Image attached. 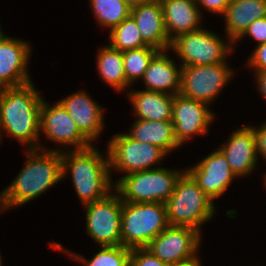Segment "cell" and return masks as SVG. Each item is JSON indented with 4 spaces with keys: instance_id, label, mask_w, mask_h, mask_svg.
<instances>
[{
    "instance_id": "20",
    "label": "cell",
    "mask_w": 266,
    "mask_h": 266,
    "mask_svg": "<svg viewBox=\"0 0 266 266\" xmlns=\"http://www.w3.org/2000/svg\"><path fill=\"white\" fill-rule=\"evenodd\" d=\"M166 50H159L151 59L144 77L147 91L163 92L169 95L180 93L182 67L178 69Z\"/></svg>"
},
{
    "instance_id": "4",
    "label": "cell",
    "mask_w": 266,
    "mask_h": 266,
    "mask_svg": "<svg viewBox=\"0 0 266 266\" xmlns=\"http://www.w3.org/2000/svg\"><path fill=\"white\" fill-rule=\"evenodd\" d=\"M213 202L185 170L165 202L169 226L190 227L201 233L200 226L214 216Z\"/></svg>"
},
{
    "instance_id": "9",
    "label": "cell",
    "mask_w": 266,
    "mask_h": 266,
    "mask_svg": "<svg viewBox=\"0 0 266 266\" xmlns=\"http://www.w3.org/2000/svg\"><path fill=\"white\" fill-rule=\"evenodd\" d=\"M180 95L210 104L233 76L227 62L181 66Z\"/></svg>"
},
{
    "instance_id": "24",
    "label": "cell",
    "mask_w": 266,
    "mask_h": 266,
    "mask_svg": "<svg viewBox=\"0 0 266 266\" xmlns=\"http://www.w3.org/2000/svg\"><path fill=\"white\" fill-rule=\"evenodd\" d=\"M97 69L104 82L117 91L127 88L123 52L106 45L97 55Z\"/></svg>"
},
{
    "instance_id": "19",
    "label": "cell",
    "mask_w": 266,
    "mask_h": 266,
    "mask_svg": "<svg viewBox=\"0 0 266 266\" xmlns=\"http://www.w3.org/2000/svg\"><path fill=\"white\" fill-rule=\"evenodd\" d=\"M164 27L170 41L177 36L199 30L201 11L195 0H160Z\"/></svg>"
},
{
    "instance_id": "2",
    "label": "cell",
    "mask_w": 266,
    "mask_h": 266,
    "mask_svg": "<svg viewBox=\"0 0 266 266\" xmlns=\"http://www.w3.org/2000/svg\"><path fill=\"white\" fill-rule=\"evenodd\" d=\"M43 97L33 83L0 89V140L2 132L16 138L27 149H42L40 110ZM29 146V147H28Z\"/></svg>"
},
{
    "instance_id": "1",
    "label": "cell",
    "mask_w": 266,
    "mask_h": 266,
    "mask_svg": "<svg viewBox=\"0 0 266 266\" xmlns=\"http://www.w3.org/2000/svg\"><path fill=\"white\" fill-rule=\"evenodd\" d=\"M27 160L13 182L0 193V211L22 206L62 181L59 149H28Z\"/></svg>"
},
{
    "instance_id": "33",
    "label": "cell",
    "mask_w": 266,
    "mask_h": 266,
    "mask_svg": "<svg viewBox=\"0 0 266 266\" xmlns=\"http://www.w3.org/2000/svg\"><path fill=\"white\" fill-rule=\"evenodd\" d=\"M256 140L257 156L261 155L266 161V122L262 123L259 128L253 127Z\"/></svg>"
},
{
    "instance_id": "8",
    "label": "cell",
    "mask_w": 266,
    "mask_h": 266,
    "mask_svg": "<svg viewBox=\"0 0 266 266\" xmlns=\"http://www.w3.org/2000/svg\"><path fill=\"white\" fill-rule=\"evenodd\" d=\"M107 144L110 170L113 167L124 174L152 169L167 155L158 146L137 141L127 133L116 134Z\"/></svg>"
},
{
    "instance_id": "5",
    "label": "cell",
    "mask_w": 266,
    "mask_h": 266,
    "mask_svg": "<svg viewBox=\"0 0 266 266\" xmlns=\"http://www.w3.org/2000/svg\"><path fill=\"white\" fill-rule=\"evenodd\" d=\"M168 226L165 203L122 202V246L145 248Z\"/></svg>"
},
{
    "instance_id": "37",
    "label": "cell",
    "mask_w": 266,
    "mask_h": 266,
    "mask_svg": "<svg viewBox=\"0 0 266 266\" xmlns=\"http://www.w3.org/2000/svg\"><path fill=\"white\" fill-rule=\"evenodd\" d=\"M6 38V35L3 34L2 30L0 29V42Z\"/></svg>"
},
{
    "instance_id": "29",
    "label": "cell",
    "mask_w": 266,
    "mask_h": 266,
    "mask_svg": "<svg viewBox=\"0 0 266 266\" xmlns=\"http://www.w3.org/2000/svg\"><path fill=\"white\" fill-rule=\"evenodd\" d=\"M130 264L132 266H169L154 256L146 248H133L130 252Z\"/></svg>"
},
{
    "instance_id": "6",
    "label": "cell",
    "mask_w": 266,
    "mask_h": 266,
    "mask_svg": "<svg viewBox=\"0 0 266 266\" xmlns=\"http://www.w3.org/2000/svg\"><path fill=\"white\" fill-rule=\"evenodd\" d=\"M183 172L162 167L136 171L123 175L114 183V189L122 202L165 203Z\"/></svg>"
},
{
    "instance_id": "7",
    "label": "cell",
    "mask_w": 266,
    "mask_h": 266,
    "mask_svg": "<svg viewBox=\"0 0 266 266\" xmlns=\"http://www.w3.org/2000/svg\"><path fill=\"white\" fill-rule=\"evenodd\" d=\"M229 42L233 45L231 41L226 43L217 34L200 28L177 36L171 41L170 49L183 61L181 66L210 65L226 61L233 50Z\"/></svg>"
},
{
    "instance_id": "35",
    "label": "cell",
    "mask_w": 266,
    "mask_h": 266,
    "mask_svg": "<svg viewBox=\"0 0 266 266\" xmlns=\"http://www.w3.org/2000/svg\"><path fill=\"white\" fill-rule=\"evenodd\" d=\"M131 8L141 4L152 3L157 0H124Z\"/></svg>"
},
{
    "instance_id": "21",
    "label": "cell",
    "mask_w": 266,
    "mask_h": 266,
    "mask_svg": "<svg viewBox=\"0 0 266 266\" xmlns=\"http://www.w3.org/2000/svg\"><path fill=\"white\" fill-rule=\"evenodd\" d=\"M222 15L227 41L234 44L254 20L266 17V0H231Z\"/></svg>"
},
{
    "instance_id": "39",
    "label": "cell",
    "mask_w": 266,
    "mask_h": 266,
    "mask_svg": "<svg viewBox=\"0 0 266 266\" xmlns=\"http://www.w3.org/2000/svg\"><path fill=\"white\" fill-rule=\"evenodd\" d=\"M264 177H265V180H263V181L265 182L264 184H265V186H266V175H265Z\"/></svg>"
},
{
    "instance_id": "18",
    "label": "cell",
    "mask_w": 266,
    "mask_h": 266,
    "mask_svg": "<svg viewBox=\"0 0 266 266\" xmlns=\"http://www.w3.org/2000/svg\"><path fill=\"white\" fill-rule=\"evenodd\" d=\"M130 16L134 19L142 40L157 50H169V40L165 27L163 8L160 0L141 4L131 8Z\"/></svg>"
},
{
    "instance_id": "17",
    "label": "cell",
    "mask_w": 266,
    "mask_h": 266,
    "mask_svg": "<svg viewBox=\"0 0 266 266\" xmlns=\"http://www.w3.org/2000/svg\"><path fill=\"white\" fill-rule=\"evenodd\" d=\"M228 139V142L218 149L226 157L231 170L236 177L251 174L258 161L253 127H241V129L233 132Z\"/></svg>"
},
{
    "instance_id": "3",
    "label": "cell",
    "mask_w": 266,
    "mask_h": 266,
    "mask_svg": "<svg viewBox=\"0 0 266 266\" xmlns=\"http://www.w3.org/2000/svg\"><path fill=\"white\" fill-rule=\"evenodd\" d=\"M61 160L62 177L71 172L72 182L83 205L106 198L114 189L108 153L104 157L93 145L82 150L68 149L64 152L63 149Z\"/></svg>"
},
{
    "instance_id": "31",
    "label": "cell",
    "mask_w": 266,
    "mask_h": 266,
    "mask_svg": "<svg viewBox=\"0 0 266 266\" xmlns=\"http://www.w3.org/2000/svg\"><path fill=\"white\" fill-rule=\"evenodd\" d=\"M248 66L256 69L255 71L266 70V43L257 45L248 59Z\"/></svg>"
},
{
    "instance_id": "23",
    "label": "cell",
    "mask_w": 266,
    "mask_h": 266,
    "mask_svg": "<svg viewBox=\"0 0 266 266\" xmlns=\"http://www.w3.org/2000/svg\"><path fill=\"white\" fill-rule=\"evenodd\" d=\"M127 134L137 141L158 146L167 154L180 146L175 138L172 121L136 119Z\"/></svg>"
},
{
    "instance_id": "12",
    "label": "cell",
    "mask_w": 266,
    "mask_h": 266,
    "mask_svg": "<svg viewBox=\"0 0 266 266\" xmlns=\"http://www.w3.org/2000/svg\"><path fill=\"white\" fill-rule=\"evenodd\" d=\"M204 102L186 98L180 94L173 96L172 123L174 134L181 146L195 134H206L214 121V113Z\"/></svg>"
},
{
    "instance_id": "28",
    "label": "cell",
    "mask_w": 266,
    "mask_h": 266,
    "mask_svg": "<svg viewBox=\"0 0 266 266\" xmlns=\"http://www.w3.org/2000/svg\"><path fill=\"white\" fill-rule=\"evenodd\" d=\"M100 247L101 250L91 260L70 252V250L67 253L70 254L71 258L83 263L84 266H128L130 264V248L122 245Z\"/></svg>"
},
{
    "instance_id": "32",
    "label": "cell",
    "mask_w": 266,
    "mask_h": 266,
    "mask_svg": "<svg viewBox=\"0 0 266 266\" xmlns=\"http://www.w3.org/2000/svg\"><path fill=\"white\" fill-rule=\"evenodd\" d=\"M196 4H200L199 6H203L206 10L217 13L223 14L229 5L231 0H195Z\"/></svg>"
},
{
    "instance_id": "36",
    "label": "cell",
    "mask_w": 266,
    "mask_h": 266,
    "mask_svg": "<svg viewBox=\"0 0 266 266\" xmlns=\"http://www.w3.org/2000/svg\"><path fill=\"white\" fill-rule=\"evenodd\" d=\"M173 266H202V264L200 263V260L197 256V257H195L189 261L179 263V264L173 265Z\"/></svg>"
},
{
    "instance_id": "25",
    "label": "cell",
    "mask_w": 266,
    "mask_h": 266,
    "mask_svg": "<svg viewBox=\"0 0 266 266\" xmlns=\"http://www.w3.org/2000/svg\"><path fill=\"white\" fill-rule=\"evenodd\" d=\"M90 3L98 24L109 30L131 14V7L124 0H90Z\"/></svg>"
},
{
    "instance_id": "13",
    "label": "cell",
    "mask_w": 266,
    "mask_h": 266,
    "mask_svg": "<svg viewBox=\"0 0 266 266\" xmlns=\"http://www.w3.org/2000/svg\"><path fill=\"white\" fill-rule=\"evenodd\" d=\"M39 122L40 133H44L48 139L57 144L60 143L66 147L72 145L75 147L72 150H82L92 146L60 102L50 106L43 100Z\"/></svg>"
},
{
    "instance_id": "22",
    "label": "cell",
    "mask_w": 266,
    "mask_h": 266,
    "mask_svg": "<svg viewBox=\"0 0 266 266\" xmlns=\"http://www.w3.org/2000/svg\"><path fill=\"white\" fill-rule=\"evenodd\" d=\"M128 98L134 107L137 119L172 121V95L147 90H131Z\"/></svg>"
},
{
    "instance_id": "14",
    "label": "cell",
    "mask_w": 266,
    "mask_h": 266,
    "mask_svg": "<svg viewBox=\"0 0 266 266\" xmlns=\"http://www.w3.org/2000/svg\"><path fill=\"white\" fill-rule=\"evenodd\" d=\"M186 171L213 201L224 194L232 180L237 178L219 149Z\"/></svg>"
},
{
    "instance_id": "16",
    "label": "cell",
    "mask_w": 266,
    "mask_h": 266,
    "mask_svg": "<svg viewBox=\"0 0 266 266\" xmlns=\"http://www.w3.org/2000/svg\"><path fill=\"white\" fill-rule=\"evenodd\" d=\"M76 123L80 132L93 143L103 130V110L83 90L59 101Z\"/></svg>"
},
{
    "instance_id": "15",
    "label": "cell",
    "mask_w": 266,
    "mask_h": 266,
    "mask_svg": "<svg viewBox=\"0 0 266 266\" xmlns=\"http://www.w3.org/2000/svg\"><path fill=\"white\" fill-rule=\"evenodd\" d=\"M30 52V45L26 41L6 36L0 42V89L32 82L26 68Z\"/></svg>"
},
{
    "instance_id": "34",
    "label": "cell",
    "mask_w": 266,
    "mask_h": 266,
    "mask_svg": "<svg viewBox=\"0 0 266 266\" xmlns=\"http://www.w3.org/2000/svg\"><path fill=\"white\" fill-rule=\"evenodd\" d=\"M255 77L258 84V89L262 97L266 100V70L265 71H254Z\"/></svg>"
},
{
    "instance_id": "10",
    "label": "cell",
    "mask_w": 266,
    "mask_h": 266,
    "mask_svg": "<svg viewBox=\"0 0 266 266\" xmlns=\"http://www.w3.org/2000/svg\"><path fill=\"white\" fill-rule=\"evenodd\" d=\"M113 194V195H112ZM86 231L99 246L121 245L122 200L116 192L84 205Z\"/></svg>"
},
{
    "instance_id": "27",
    "label": "cell",
    "mask_w": 266,
    "mask_h": 266,
    "mask_svg": "<svg viewBox=\"0 0 266 266\" xmlns=\"http://www.w3.org/2000/svg\"><path fill=\"white\" fill-rule=\"evenodd\" d=\"M154 47L145 46L139 49L123 51V63L127 87L144 77L152 57L158 52Z\"/></svg>"
},
{
    "instance_id": "38",
    "label": "cell",
    "mask_w": 266,
    "mask_h": 266,
    "mask_svg": "<svg viewBox=\"0 0 266 266\" xmlns=\"http://www.w3.org/2000/svg\"><path fill=\"white\" fill-rule=\"evenodd\" d=\"M0 266H2V260H1V255H0Z\"/></svg>"
},
{
    "instance_id": "30",
    "label": "cell",
    "mask_w": 266,
    "mask_h": 266,
    "mask_svg": "<svg viewBox=\"0 0 266 266\" xmlns=\"http://www.w3.org/2000/svg\"><path fill=\"white\" fill-rule=\"evenodd\" d=\"M246 35L256 40L258 45L266 43V17L254 20L236 41L238 42Z\"/></svg>"
},
{
    "instance_id": "26",
    "label": "cell",
    "mask_w": 266,
    "mask_h": 266,
    "mask_svg": "<svg viewBox=\"0 0 266 266\" xmlns=\"http://www.w3.org/2000/svg\"><path fill=\"white\" fill-rule=\"evenodd\" d=\"M110 46L119 51L148 46L141 37L134 19L129 16L109 31Z\"/></svg>"
},
{
    "instance_id": "11",
    "label": "cell",
    "mask_w": 266,
    "mask_h": 266,
    "mask_svg": "<svg viewBox=\"0 0 266 266\" xmlns=\"http://www.w3.org/2000/svg\"><path fill=\"white\" fill-rule=\"evenodd\" d=\"M201 233L190 227L168 226L145 248L169 266L197 257Z\"/></svg>"
}]
</instances>
